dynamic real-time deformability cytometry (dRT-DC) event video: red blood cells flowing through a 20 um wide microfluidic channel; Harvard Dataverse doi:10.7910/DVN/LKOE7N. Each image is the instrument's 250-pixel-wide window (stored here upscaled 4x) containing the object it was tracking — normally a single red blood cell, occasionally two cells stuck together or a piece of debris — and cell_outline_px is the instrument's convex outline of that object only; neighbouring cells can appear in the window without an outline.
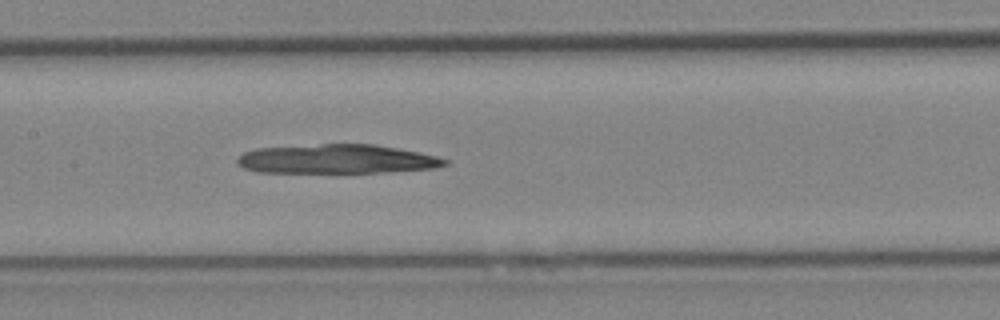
{"species": "Egyptian fruit bat (a non-hibernating species)", "species_latin": "Rousettus aegyptiacus", "temperature_condition": "cold", "stored_images_in_passage": 31, "camera_frame_rate_fps": 3000, "um_per_image_px": 0.085, "animal": {"sex": "female"}, "frame": {"image": 1, "passage_image": 8, "time_ms": 2.333, "image_size_px": [1000, 320], "cell_outline_px": [[448, 164], [436, 168], [380, 172], [256, 172], [244, 168], [236, 160], [244, 152], [256, 148], [320, 144], [372, 144], [396, 148], [436, 156], [448, 160]], "centroid_in_image_um": [28.61, 13.52], "position_along_channel_um": 178.8, "area_um2": 34.91}}
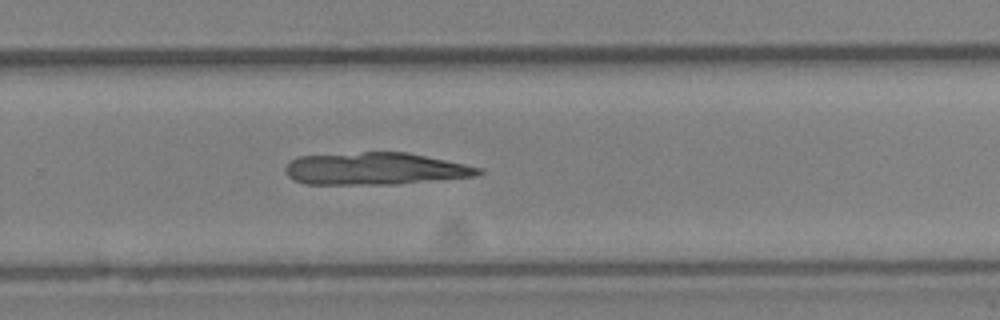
{"frame": {"image": 2, "passage_image": 16, "time_ms": 5.0, "image_size_px": [1000, 320], "cell_outline_px": [[484, 172], [476, 176], [396, 184], [304, 184], [292, 180], [288, 176], [284, 168], [292, 160], [300, 156], [364, 152], [408, 152], [464, 164], [480, 168]], "centroid_in_image_um": [31.87, 14.34], "position_along_channel_um": 297.9, "area_um2": 36.13}}
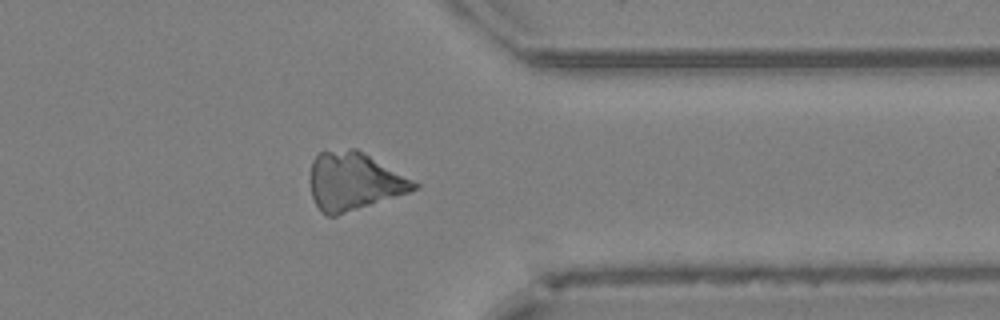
{"frame": {"image": 3, "passage_image": 22, "time_ms": 7.0, "image_size_px": [1000, 320], "cell_outline_px": [[420, 184], [416, 188], [408, 192], [336, 216], [328, 216], [320, 212], [312, 196], [308, 180], [312, 160], [320, 152], [352, 148], [356, 148]], "centroid_in_image_um": [30.02, 15.41], "position_along_channel_um": 381.4, "area_um2": 34.91}}